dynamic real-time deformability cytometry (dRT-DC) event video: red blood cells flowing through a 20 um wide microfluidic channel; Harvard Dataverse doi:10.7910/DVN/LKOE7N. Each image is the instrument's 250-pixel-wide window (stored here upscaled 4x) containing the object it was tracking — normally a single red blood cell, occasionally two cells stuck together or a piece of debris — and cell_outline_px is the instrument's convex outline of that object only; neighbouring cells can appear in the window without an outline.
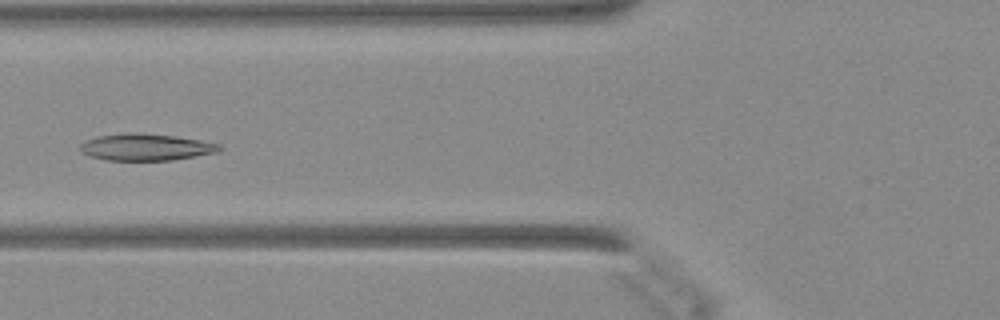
{"species": "Egyptian fruit bat (a non-hibernating species)", "species_latin": "Rousettus aegyptiacus", "temperature_condition": "warm", "stored_images_in_passage": 49, "camera_frame_rate_fps": 3000, "um_per_image_px": 0.085, "animal": {"sex": "female"}, "frame": {"image": 1, "passage_image": 20, "time_ms": 6.333, "image_size_px": [1000, 320], "cell_outline_px": [[224, 148], [220, 152], [172, 160], [108, 160], [88, 156], [80, 148], [80, 144], [96, 136], [136, 132], [172, 136], [200, 140], [220, 144]], "centroid_in_image_um": [12.45, 12.51], "position_along_channel_um": 113.3, "area_um2": 21.62}}
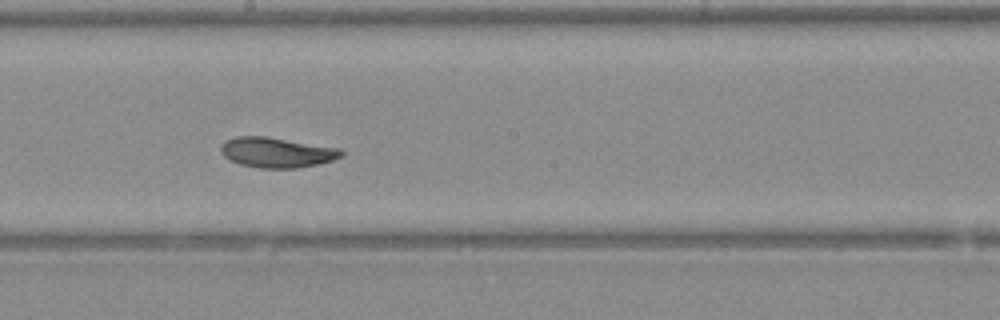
{"frame": {"image": 2, "passage_image": 28, "time_ms": 9.0, "image_size_px": [1000, 320], "cell_outline_px": [[344, 152], [340, 156], [332, 160], [316, 164], [296, 168], [260, 168], [240, 164], [224, 156], [220, 152], [220, 144], [224, 140], [236, 136], [264, 136], [340, 148]], "centroid_in_image_um": [23.47, 12.94], "position_along_channel_um": 224.7, "area_um2": 21.04}}
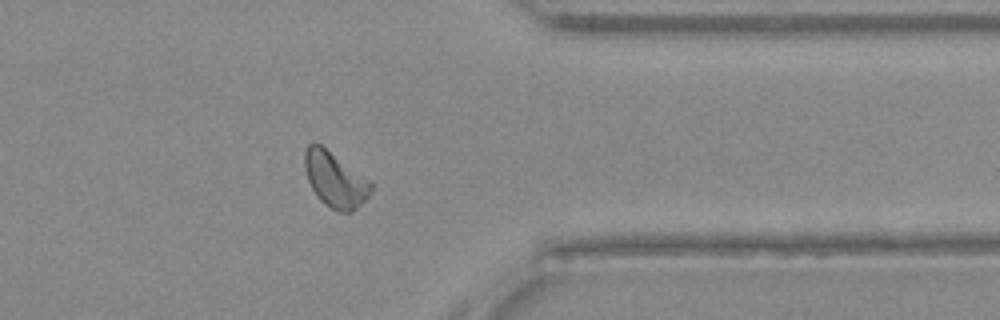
{"frame": {"image": 3, "passage_image": 40, "time_ms": 13.0, "image_size_px": [1000, 320], "cell_outline_px": [[372, 188], [368, 196], [352, 212], [340, 212], [324, 204], [320, 200], [312, 188], [308, 180], [304, 168], [304, 152], [308, 144], [320, 144], [368, 180], [372, 184]], "centroid_in_image_um": [28.44, 15.28], "position_along_channel_um": 383.0, "area_um2": 20.75}}